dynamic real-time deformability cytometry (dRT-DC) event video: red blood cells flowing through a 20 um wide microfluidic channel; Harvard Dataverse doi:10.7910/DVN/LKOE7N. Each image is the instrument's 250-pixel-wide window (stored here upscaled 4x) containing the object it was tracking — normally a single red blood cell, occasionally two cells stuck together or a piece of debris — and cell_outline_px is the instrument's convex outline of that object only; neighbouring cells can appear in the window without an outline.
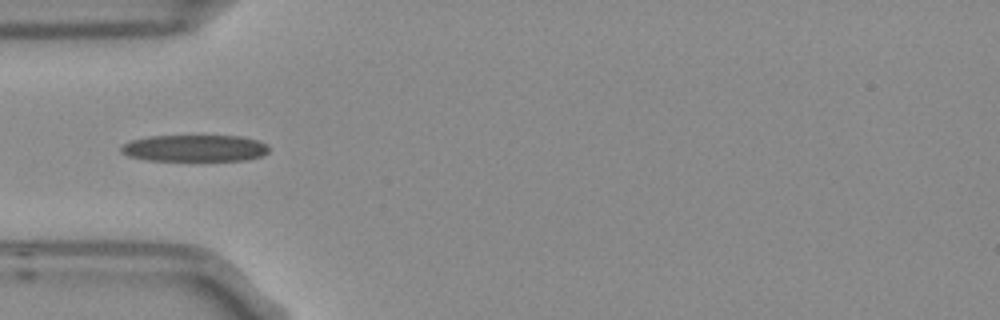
{"species": "Egyptian fruit bat (a non-hibernating species)", "species_latin": "Rousettus aegyptiacus", "temperature_condition": "room temperature", "stored_images_in_passage": 2, "camera_frame_rate_fps": 3000, "um_per_image_px": 0.085, "frame": {"image": 1, "passage_image": 1, "time_ms": 0.0, "image_size_px": [1000, 320], "cell_outline_px": [[268, 152], [260, 156], [244, 160], [148, 160], [128, 156], [120, 152], [120, 148], [124, 144], [132, 140], [152, 136], [240, 136], [256, 140], [268, 144]], "centroid_in_image_um": [16.54, 12.59], "position_along_channel_um": 68.5, "area_um2": 22.77}}
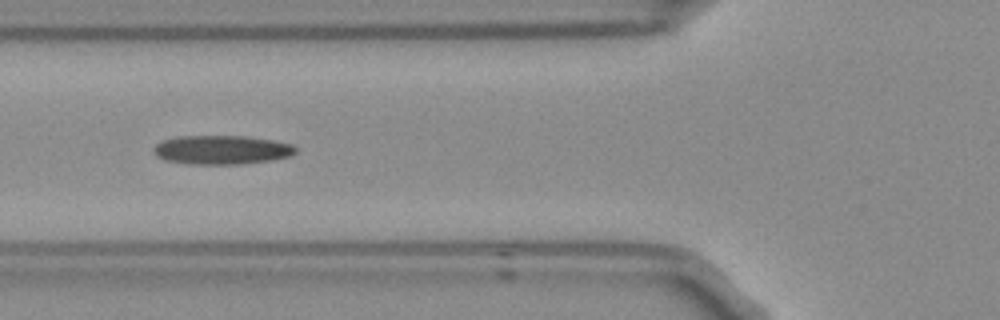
{"frame": {"image": 2, "passage_image": 2, "time_ms": 0.333, "image_size_px": [1000, 320], "cell_outline_px": [[296, 152], [288, 156], [272, 160], [240, 164], [192, 164], [164, 160], [156, 156], [152, 148], [156, 144], [164, 140], [180, 136], [244, 136], [272, 140], [292, 144], [296, 148]], "centroid_in_image_um": [18.82, 12.74], "position_along_channel_um": 107.0, "area_um2": 23.87}}